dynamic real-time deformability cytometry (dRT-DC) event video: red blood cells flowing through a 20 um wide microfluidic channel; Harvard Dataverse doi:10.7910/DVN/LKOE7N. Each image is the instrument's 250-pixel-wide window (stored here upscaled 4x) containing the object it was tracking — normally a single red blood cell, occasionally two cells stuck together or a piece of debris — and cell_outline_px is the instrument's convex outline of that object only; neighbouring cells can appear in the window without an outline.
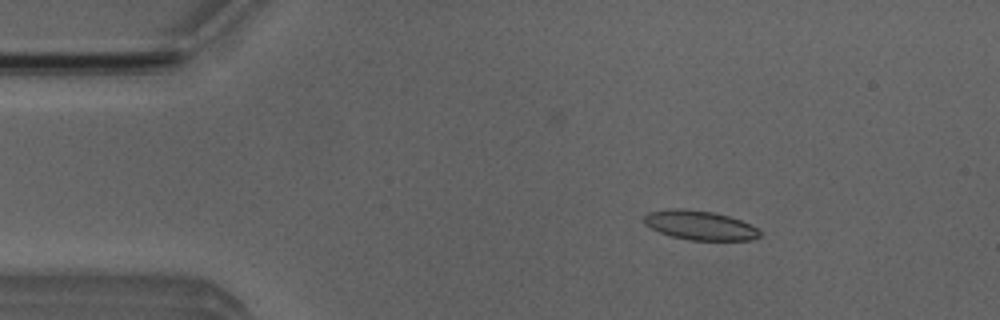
{"species": "Egyptian fruit bat (a non-hibernating species)", "species_latin": "Rousettus aegyptiacus", "temperature_condition": "room temperature", "stored_images_in_passage": 53, "camera_frame_rate_fps": 3000, "um_per_image_px": 0.085, "animal": {"sex": "male"}, "frame": {"image": 1, "passage_image": 8, "time_ms": 2.333, "image_size_px": [1000, 320], "cell_outline_px": [[760, 236], [752, 240], [688, 240], [672, 236], [660, 232], [644, 224], [644, 216], [648, 212], [672, 208], [680, 208], [716, 212], [740, 220], [756, 228], [760, 232]], "centroid_in_image_um": [59.47, 19.14], "position_along_channel_um": 25.5, "area_um2": 19.65}}
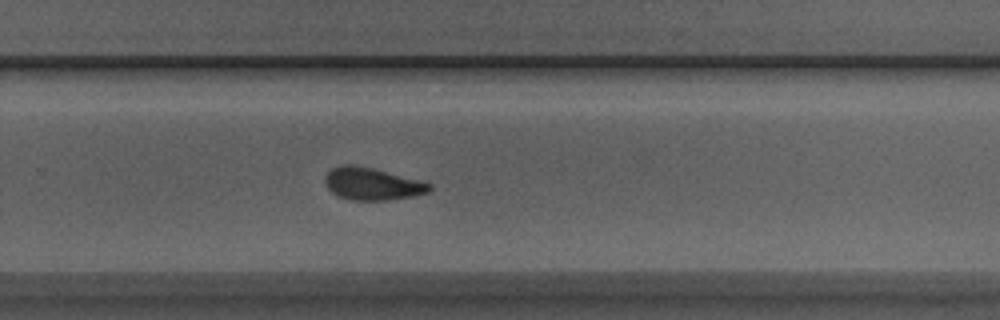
{"frame": {"image": 2, "passage_image": 34, "time_ms": 11.0, "image_size_px": [1000, 320], "cell_outline_px": [[432, 188], [428, 192], [412, 196], [388, 200], [348, 200], [332, 192], [324, 184], [324, 180], [328, 172], [332, 168], [340, 164], [348, 164], [372, 168], [420, 180], [432, 184]], "centroid_in_image_um": [31.62, 15.63], "position_along_channel_um": 298.2, "area_um2": 19.59}}
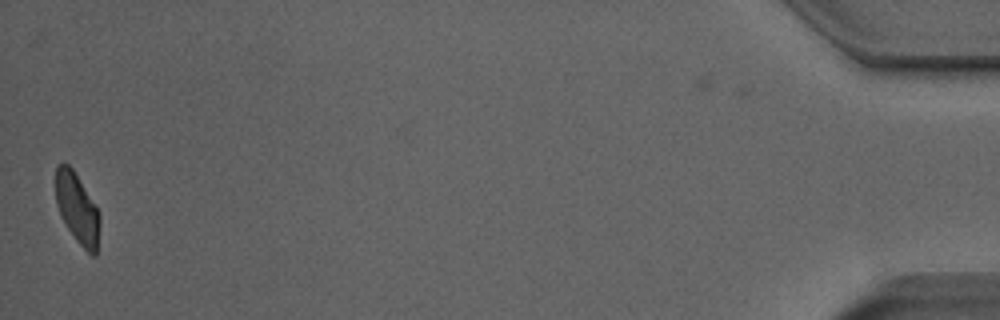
{"frame": {"image": 3, "passage_image": 52, "time_ms": 17.0, "image_size_px": [1000, 320], "cell_outline_px": [[100, 220], [96, 256], [92, 256], [76, 240], [60, 216], [56, 204], [56, 164], [64, 160], [72, 168], [100, 212]], "centroid_in_image_um": [6.55, 17.69], "position_along_channel_um": 428.6, "area_um2": 18.09}, "authors_computed_cell_mechanics": {"area_um2": 19.7098, "velocity_mm_per_s": 3.8662, "shape_relaxation_time_tau1_ms": 5.022, "shape_relaxation_time_tau2_ms": 3.0095, "deformation_change_tau1": 0.115, "deformation_change_tau2": 0.0892}}